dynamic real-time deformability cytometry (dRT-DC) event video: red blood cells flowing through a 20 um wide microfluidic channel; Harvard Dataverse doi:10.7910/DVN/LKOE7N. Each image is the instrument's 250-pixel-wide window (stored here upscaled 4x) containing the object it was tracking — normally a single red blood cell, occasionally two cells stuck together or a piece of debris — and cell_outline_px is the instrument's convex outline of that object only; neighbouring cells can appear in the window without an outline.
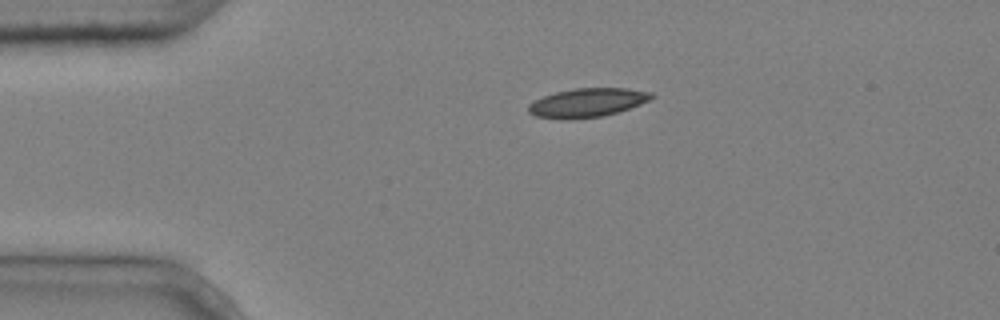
{"species": "common noctule bat (a hibernating species)", "species_latin": "Nyctalus noctula", "temperature_condition": "cold", "stored_images_in_passage": 2, "camera_frame_rate_fps": 3000, "um_per_image_px": 0.085, "animal": {"sex": "male", "body_mass_g": 20.4}, "frame": {"image": 1, "passage_image": 1, "time_ms": 0.0, "image_size_px": [1000, 320], "cell_outline_px": [[656, 96], [640, 104], [604, 116], [568, 120], [536, 116], [528, 112], [528, 104], [544, 96], [556, 92], [576, 88], [628, 88], [652, 92]], "centroid_in_image_um": [49.93, 8.73], "position_along_channel_um": 35.1, "area_um2": 20.63}}